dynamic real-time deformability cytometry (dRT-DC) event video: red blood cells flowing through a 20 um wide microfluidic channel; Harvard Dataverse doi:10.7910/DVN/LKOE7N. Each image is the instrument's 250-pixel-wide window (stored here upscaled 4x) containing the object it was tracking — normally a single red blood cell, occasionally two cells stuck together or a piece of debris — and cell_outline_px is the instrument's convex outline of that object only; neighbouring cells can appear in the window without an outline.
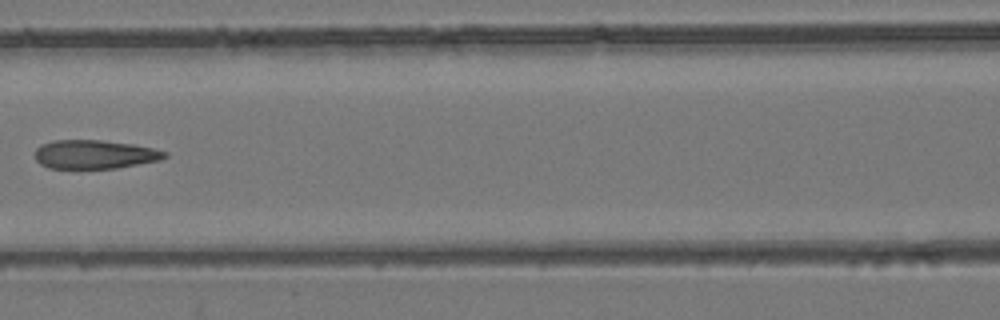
{"species": "common noctule bat (a hibernating species)", "species_latin": "Nyctalus noctula", "temperature_condition": "room temperature", "stored_images_in_passage": 6, "camera_frame_rate_fps": 3000, "um_per_image_px": 0.085, "animal": {"sex": "female", "body_mass_g": 24.6, "forearm_length_mm": 56.2}, "frame": {"image": 1, "passage_image": 6, "time_ms": 1.667, "image_size_px": [1000, 320], "cell_outline_px": [[168, 156], [160, 160], [116, 168], [48, 168], [40, 164], [36, 160], [36, 148], [40, 144], [52, 140], [100, 140], [132, 144], [152, 148], [168, 152]], "centroid_in_image_um": [8.03, 13.12], "position_along_channel_um": 158.6, "area_um2": 21.73}}